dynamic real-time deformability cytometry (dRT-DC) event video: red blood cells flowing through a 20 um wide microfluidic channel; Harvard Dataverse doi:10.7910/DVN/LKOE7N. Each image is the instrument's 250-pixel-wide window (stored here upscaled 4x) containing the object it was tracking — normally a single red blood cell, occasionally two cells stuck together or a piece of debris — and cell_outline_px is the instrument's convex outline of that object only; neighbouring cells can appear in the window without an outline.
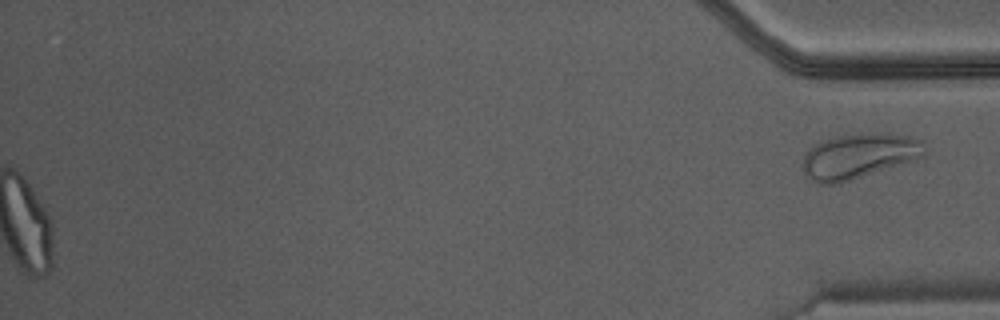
{"species": "Egyptian fruit bat (a non-hibernating species)", "species_latin": "Rousettus aegyptiacus", "temperature_condition": "warm", "stored_images_in_passage": 36, "camera_frame_rate_fps": 3000, "um_per_image_px": 0.085, "animal": {"sex": "male"}, "frame": {"image": 1, "passage_image": 36, "time_ms": 11.667, "image_size_px": [1000, 320], "cell_outline_px": [[924, 156], [916, 160], [852, 180], [836, 184], [820, 184], [808, 180], [804, 172], [804, 156], [816, 144], [824, 140], [836, 136], [876, 132], [880, 132], [908, 136], [920, 140], [924, 144]], "centroid_in_image_um": [73.02, 13.28], "position_along_channel_um": 362.2, "area_um2": 32.02}}